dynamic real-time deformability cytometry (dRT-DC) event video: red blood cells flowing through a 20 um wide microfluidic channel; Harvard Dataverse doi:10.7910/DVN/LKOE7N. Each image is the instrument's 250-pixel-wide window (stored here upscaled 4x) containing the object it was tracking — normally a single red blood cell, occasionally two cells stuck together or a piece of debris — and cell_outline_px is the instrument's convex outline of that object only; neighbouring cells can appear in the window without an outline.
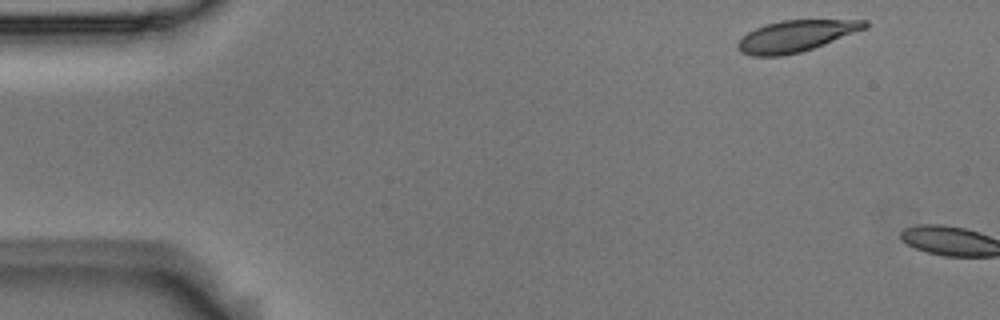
{"species": "Egyptian fruit bat (a non-hibernating species)", "species_latin": "Rousettus aegyptiacus", "temperature_condition": "room temperature", "stored_images_in_passage": 2, "camera_frame_rate_fps": 3000, "um_per_image_px": 0.085, "animal": {"sex": "male"}, "frame": {"image": 1, "passage_image": 1, "time_ms": 0.0, "image_size_px": [1000, 320], "cell_outline_px": [[868, 28], [824, 44], [800, 52], [780, 56], [752, 56], [740, 52], [736, 48], [736, 44], [748, 32], [764, 24], [780, 20], [868, 20]], "centroid_in_image_um": [67.64, 3.06], "position_along_channel_um": 17.4, "area_um2": 23.24}}